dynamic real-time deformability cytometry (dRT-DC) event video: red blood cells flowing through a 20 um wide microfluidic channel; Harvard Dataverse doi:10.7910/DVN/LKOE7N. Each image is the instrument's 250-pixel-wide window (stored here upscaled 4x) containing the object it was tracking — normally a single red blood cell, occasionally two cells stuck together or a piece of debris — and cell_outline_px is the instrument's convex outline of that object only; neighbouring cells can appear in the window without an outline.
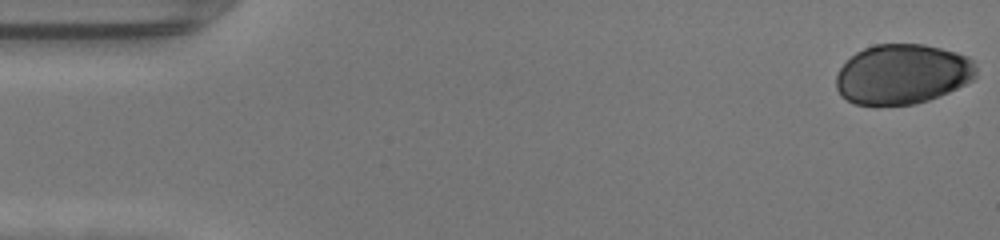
{"species": "human", "species_latin": "Homo sapiens", "temperature_condition": "warm", "stored_images_in_passage": 48, "camera_frame_rate_fps": 3000, "um_per_image_px": 0.085, "donor": {"sex": "female"}, "frame": {"image": 1, "passage_image": 1, "time_ms": 0.0, "image_size_px": [1000, 240], "cell_outline_px": [[976, 76], [972, 80], [948, 92], [928, 100], [916, 104], [876, 108], [856, 104], [840, 96], [836, 88], [836, 76], [840, 68], [856, 52], [864, 48], [876, 44], [924, 44], [956, 52], [968, 56], [972, 60], [976, 68]], "centroid_in_image_um": [76.67, 6.34], "position_along_channel_um": 8.3, "area_um2": 49.59}}
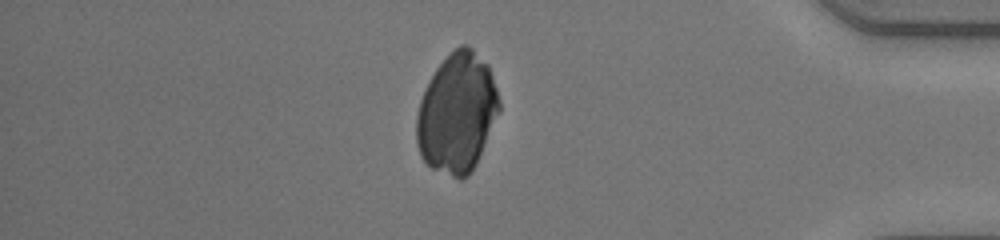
{"frame": {"image": 2, "passage_image": 41, "time_ms": 13.333, "image_size_px": [1000, 240], "cell_outline_px": [[500, 112], [476, 164], [472, 172], [468, 176], [460, 180], [432, 168], [420, 156], [416, 144], [416, 116], [420, 100], [424, 88], [428, 80], [436, 68], [460, 44], [468, 44], [488, 64], [496, 88], [500, 104]], "centroid_in_image_um": [38.84, 9.62], "position_along_channel_um": 396.4, "area_um2": 57.92}}
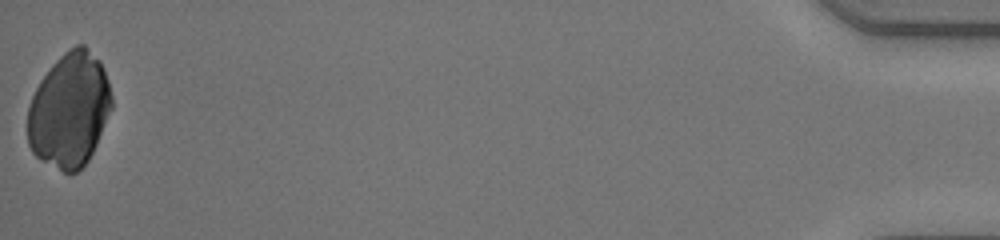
{"frame": {"image": 3, "passage_image": 48, "time_ms": 15.667, "image_size_px": [1000, 240], "cell_outline_px": [[112, 108], [96, 144], [88, 160], [76, 172], [64, 172], [40, 160], [32, 152], [28, 144], [28, 108], [32, 96], [40, 80], [52, 64], [64, 52], [76, 44], [84, 44], [100, 60], [104, 68], [108, 80], [112, 96]], "centroid_in_image_um": [5.9, 9.33], "position_along_channel_um": 429.3, "area_um2": 56.18}}